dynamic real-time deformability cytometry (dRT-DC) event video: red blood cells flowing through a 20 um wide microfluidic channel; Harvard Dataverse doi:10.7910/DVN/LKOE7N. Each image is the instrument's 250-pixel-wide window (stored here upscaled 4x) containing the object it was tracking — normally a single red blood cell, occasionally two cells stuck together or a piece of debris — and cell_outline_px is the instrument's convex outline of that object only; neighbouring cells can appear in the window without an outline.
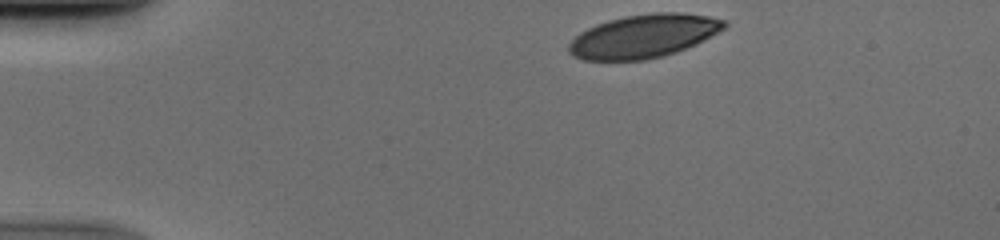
{"species": "human", "species_latin": "Homo sapiens", "temperature_condition": "cold", "stored_images_in_passage": 36, "camera_frame_rate_fps": 3000, "um_per_image_px": 0.085, "donor": {"sex": "male"}, "frame": {"image": 1, "passage_image": 1, "time_ms": 0.0, "image_size_px": [1000, 240], "cell_outline_px": [[728, 24], [724, 28], [696, 44], [676, 52], [664, 56], [644, 60], [584, 60], [572, 56], [568, 52], [568, 44], [580, 32], [596, 24], [608, 20], [624, 16], [652, 12], [680, 12], [708, 16], [728, 20]], "centroid_in_image_um": [54.7, 3.06], "position_along_channel_um": 30.3, "area_um2": 39.42}}
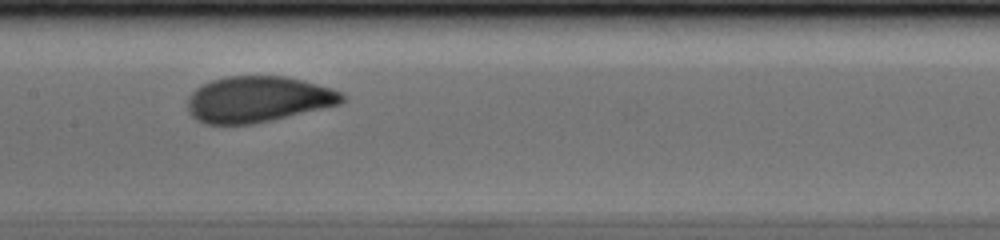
{"frame": {"image": 2, "passage_image": 18, "time_ms": 5.667, "image_size_px": [1000, 240], "cell_outline_px": [[348, 100], [340, 104], [272, 120], [252, 124], [204, 124], [196, 120], [188, 112], [188, 96], [196, 88], [212, 80], [228, 76], [284, 76], [304, 80], [332, 88], [344, 92]], "centroid_in_image_um": [21.96, 8.44], "position_along_channel_um": 185.4, "area_um2": 41.67}}
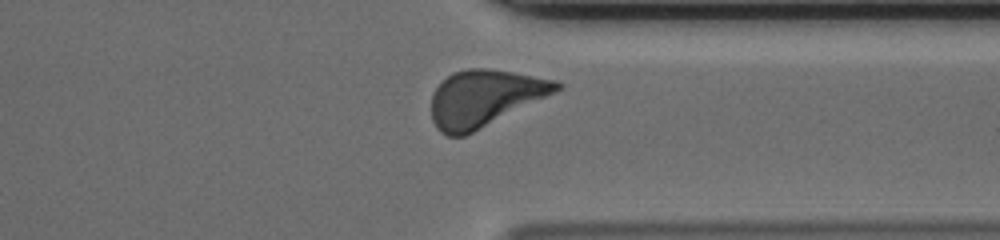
{"frame": {"image": 3, "passage_image": 32, "time_ms": 10.333, "image_size_px": [1000, 240], "cell_outline_px": [[564, 88], [556, 92], [464, 136], [448, 136], [440, 132], [436, 128], [432, 120], [432, 92], [452, 72], [468, 68], [484, 68], [512, 72], [560, 80], [564, 84]], "centroid_in_image_um": [41.21, 8.33], "position_along_channel_um": 370.2, "area_um2": 41.1}}